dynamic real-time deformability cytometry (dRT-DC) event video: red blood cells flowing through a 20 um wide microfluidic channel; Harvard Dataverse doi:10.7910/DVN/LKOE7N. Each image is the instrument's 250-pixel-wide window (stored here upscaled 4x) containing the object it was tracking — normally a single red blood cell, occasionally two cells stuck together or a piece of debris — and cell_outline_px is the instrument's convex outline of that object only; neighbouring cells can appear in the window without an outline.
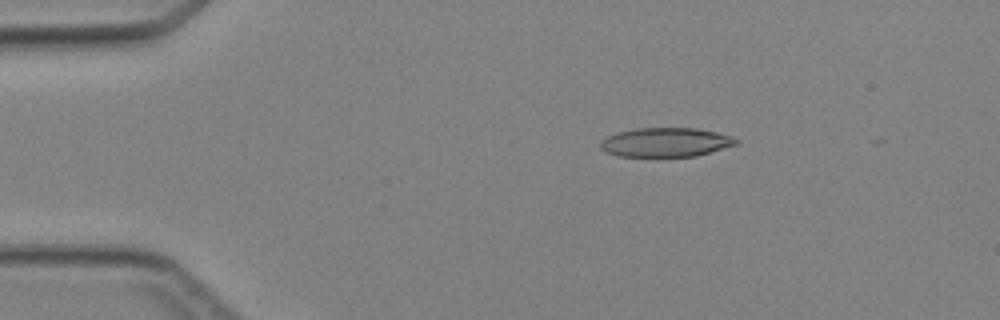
{"species": "Egyptian fruit bat (a non-hibernating species)", "species_latin": "Rousettus aegyptiacus", "temperature_condition": "cold", "stored_images_in_passage": 6, "camera_frame_rate_fps": 3000, "um_per_image_px": 0.085, "animal": {"sex": "female"}, "frame": {"image": 1, "passage_image": 3, "time_ms": 2.333, "image_size_px": [1000, 320], "cell_outline_px": [[740, 144], [696, 156], [616, 156], [604, 152], [600, 148], [600, 140], [616, 132], [636, 128], [696, 128], [716, 132], [732, 136], [740, 140]], "centroid_in_image_um": [56.59, 12.09], "position_along_channel_um": 28.4, "area_um2": 23.29}}
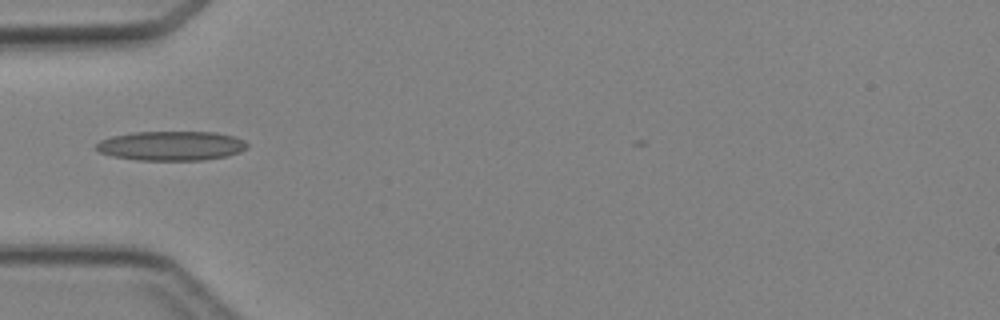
{"frame": {"image": 2, "passage_image": 5, "time_ms": 4.667, "image_size_px": [1000, 320], "cell_outline_px": [[248, 148], [240, 152], [228, 156], [204, 160], [136, 160], [112, 156], [100, 152], [96, 148], [96, 144], [100, 140], [112, 136], [132, 132], [216, 132], [236, 136], [244, 140], [248, 144]], "centroid_in_image_um": [14.6, 12.39], "position_along_channel_um": 70.4, "area_um2": 26.13}}
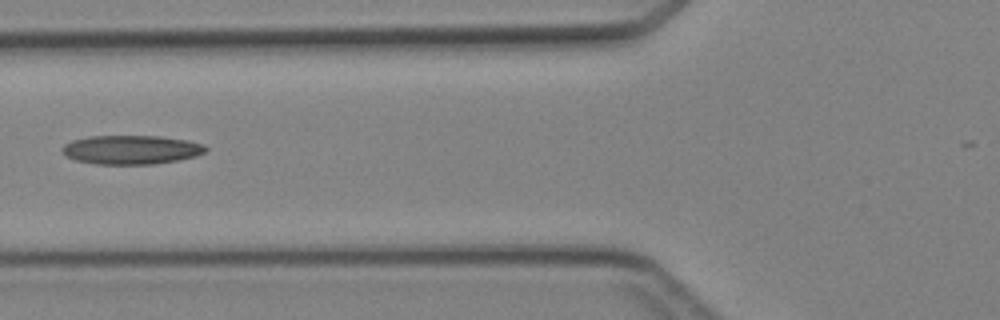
{"frame": {"image": 3, "passage_image": 6, "time_ms": 5.667, "image_size_px": [1000, 320], "cell_outline_px": [[208, 148], [204, 152], [196, 156], [180, 160], [152, 164], [96, 164], [76, 160], [68, 156], [60, 148], [64, 144], [72, 140], [88, 136], [160, 136], [188, 140], [204, 144]], "centroid_in_image_um": [11.18, 12.72], "position_along_channel_um": 114.6, "area_um2": 24.28}}